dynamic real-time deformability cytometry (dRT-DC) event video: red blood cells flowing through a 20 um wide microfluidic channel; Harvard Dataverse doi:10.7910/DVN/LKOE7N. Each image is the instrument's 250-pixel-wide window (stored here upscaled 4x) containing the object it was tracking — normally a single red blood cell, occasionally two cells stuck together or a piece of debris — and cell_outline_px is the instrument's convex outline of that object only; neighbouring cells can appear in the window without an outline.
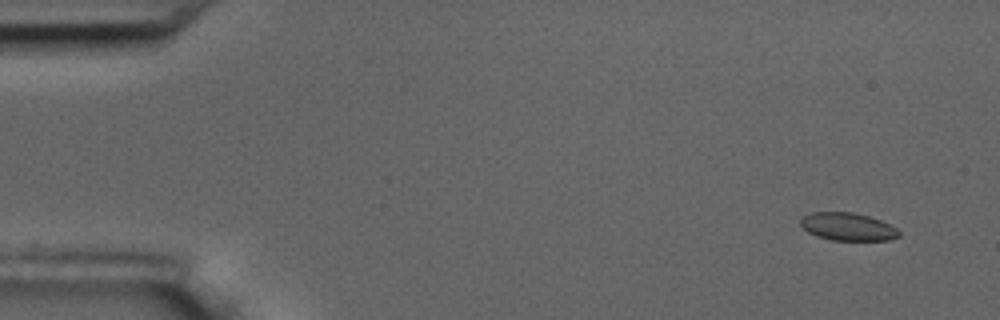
{"species": "common noctule bat (a hibernating species)", "species_latin": "Nyctalus noctula", "temperature_condition": "room temperature", "stored_images_in_passage": 6, "camera_frame_rate_fps": 3000, "um_per_image_px": 0.085, "animal": {"sex": "male", "body_mass_g": 17.5, "forearm_length_mm": 52.3}, "frame": {"image": 1, "passage_image": 1, "time_ms": 0.0, "image_size_px": [1000, 320], "cell_outline_px": [[900, 236], [888, 240], [832, 240], [816, 236], [808, 232], [800, 224], [800, 220], [804, 216], [812, 212], [852, 212], [868, 216], [880, 220], [896, 228], [900, 232]], "centroid_in_image_um": [72.05, 19.27], "position_along_channel_um": 12.9, "area_um2": 15.84}}
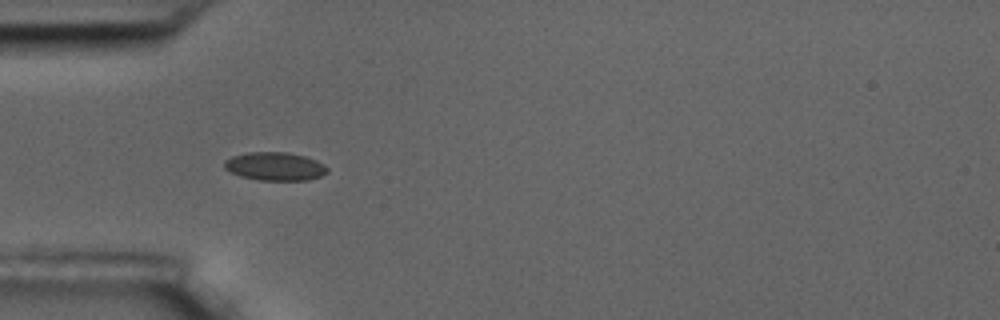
{"frame": {"image": 2, "passage_image": 5, "time_ms": 4.667, "image_size_px": [1000, 320], "cell_outline_px": [[328, 172], [320, 176], [308, 180], [260, 180], [240, 176], [224, 168], [224, 160], [232, 156], [248, 152], [288, 152], [304, 156], [316, 160], [324, 164], [328, 168]], "centroid_in_image_um": [23.38, 14.13], "position_along_channel_um": 61.6, "area_um2": 16.99}}